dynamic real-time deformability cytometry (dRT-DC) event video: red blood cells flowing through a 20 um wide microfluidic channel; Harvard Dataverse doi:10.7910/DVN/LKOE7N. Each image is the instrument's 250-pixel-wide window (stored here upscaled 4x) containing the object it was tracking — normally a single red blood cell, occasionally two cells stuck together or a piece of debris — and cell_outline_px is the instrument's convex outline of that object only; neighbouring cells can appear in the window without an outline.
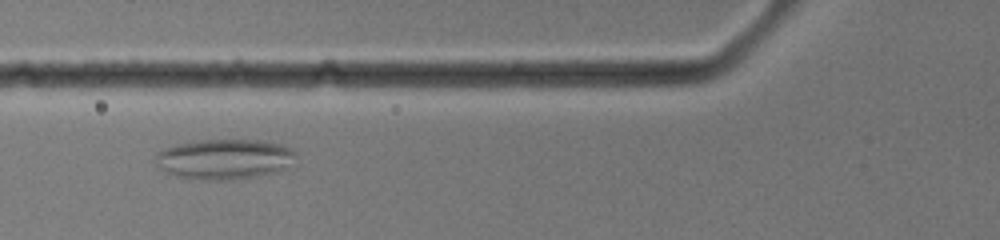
{"species": "common noctule bat (a hibernating species)", "species_latin": "Nyctalus noctula", "temperature_condition": "warm", "stored_images_in_passage": 10, "camera_frame_rate_fps": 3000, "um_per_image_px": 0.085, "animal": {"sex": "female", "body_mass_g": 19.0, "forearm_length_mm": 51.5}, "frame": {"image": 1, "passage_image": 4, "time_ms": 1.0, "image_size_px": [1000, 240], "cell_outline_px": [[296, 152], [284, 168], [276, 172], [260, 176], [232, 180], [204, 180], [176, 176], [164, 172], [156, 164], [156, 152], [164, 148], [180, 144], [200, 140], [260, 140], [284, 144]], "centroid_in_image_um": [19.04, 13.53], "position_along_channel_um": 106.8, "area_um2": 32.83}}